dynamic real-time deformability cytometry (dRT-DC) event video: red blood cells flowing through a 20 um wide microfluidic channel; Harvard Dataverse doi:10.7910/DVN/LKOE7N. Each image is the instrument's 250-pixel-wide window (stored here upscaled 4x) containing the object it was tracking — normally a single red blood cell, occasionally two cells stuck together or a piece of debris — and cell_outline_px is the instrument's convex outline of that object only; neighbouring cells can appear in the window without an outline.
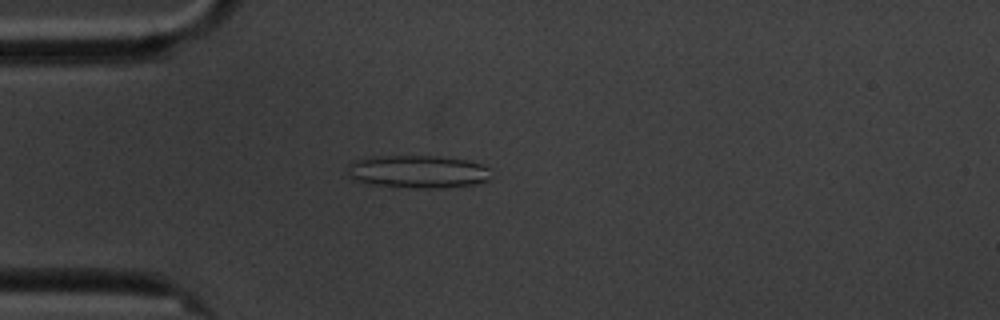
{"species": "common noctule bat (a hibernating species)", "species_latin": "Nyctalus noctula", "temperature_condition": "cold", "stored_images_in_passage": 4, "camera_frame_rate_fps": 3000, "um_per_image_px": 0.085, "animal": {"sex": "male", "body_mass_g": 20.1, "forearm_length_mm": 53.5}, "frame": {"image": 1, "passage_image": 4, "time_ms": 4.333, "image_size_px": [1000, 320], "cell_outline_px": [[488, 180], [472, 184], [440, 188], [416, 188], [368, 184], [352, 180], [348, 176], [348, 164], [364, 156], [440, 156], [468, 160], [480, 164], [488, 168]], "centroid_in_image_um": [35.43, 14.58], "position_along_channel_um": 49.6, "area_um2": 27.57}}